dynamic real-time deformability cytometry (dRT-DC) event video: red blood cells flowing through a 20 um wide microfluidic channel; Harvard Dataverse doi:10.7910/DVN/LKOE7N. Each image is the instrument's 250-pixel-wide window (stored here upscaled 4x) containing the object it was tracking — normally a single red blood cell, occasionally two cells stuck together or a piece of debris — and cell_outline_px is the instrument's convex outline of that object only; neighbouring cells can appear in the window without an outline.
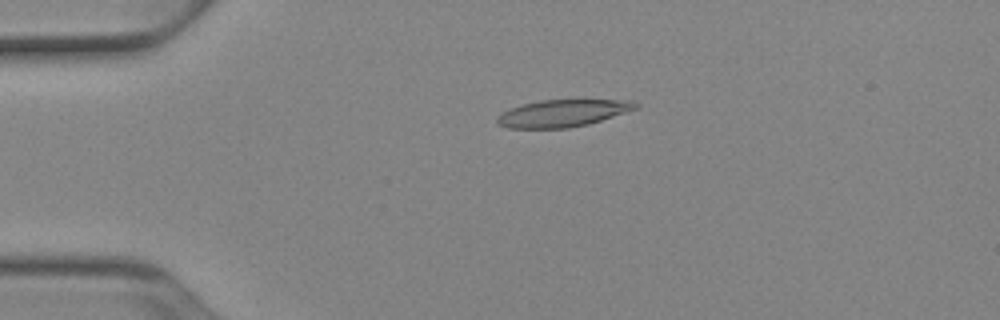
{"species": "Egyptian fruit bat (a non-hibernating species)", "species_latin": "Rousettus aegyptiacus", "temperature_condition": "cold", "stored_images_in_passage": 52, "camera_frame_rate_fps": 3000, "um_per_image_px": 0.085, "animal": {"sex": "female"}, "frame": {"image": 1, "passage_image": 12, "time_ms": 3.667, "image_size_px": [1000, 320], "cell_outline_px": [[640, 108], [588, 124], [568, 128], [508, 128], [496, 124], [496, 116], [512, 108], [524, 104], [540, 100], [628, 100], [640, 104]], "centroid_in_image_um": [47.84, 9.63], "position_along_channel_um": 37.2, "area_um2": 21.85}}
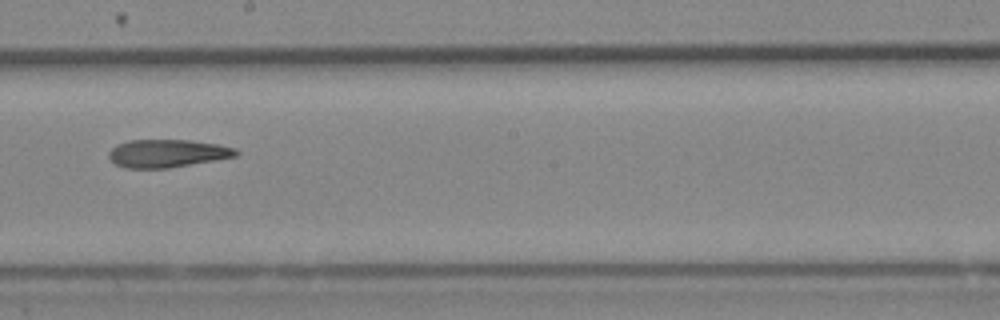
{"frame": {"image": 2, "passage_image": 30, "time_ms": 9.667, "image_size_px": [1000, 320], "cell_outline_px": [[240, 152], [236, 156], [216, 160], [168, 168], [124, 168], [116, 164], [108, 156], [108, 152], [112, 148], [128, 140], [188, 140], [216, 144], [236, 148]], "centroid_in_image_um": [14.23, 13.04], "position_along_channel_um": 234.0, "area_um2": 20.58}}
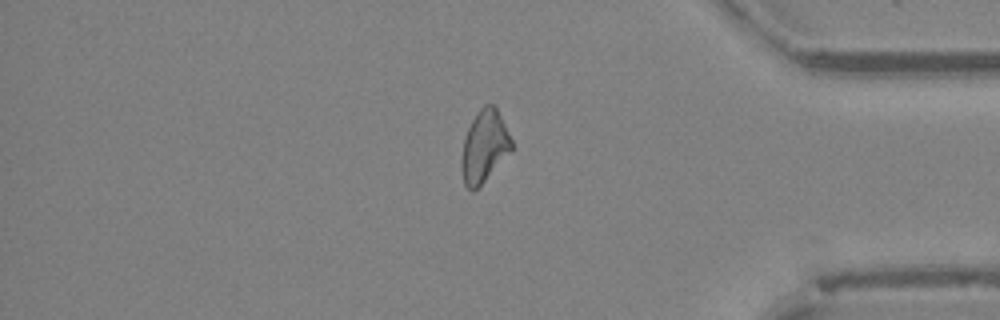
{"frame": {"image": 3, "passage_image": 44, "time_ms": 14.333, "image_size_px": [1000, 320], "cell_outline_px": [[512, 148], [484, 180], [472, 192], [464, 184], [460, 168], [460, 160], [464, 140], [468, 128], [476, 112], [484, 104], [492, 104], [496, 108], [512, 140]], "centroid_in_image_um": [41.12, 12.43], "position_along_channel_um": 394.1, "area_um2": 20.46}, "authors_computed_cell_mechanics": {"area_um2": 21.7328, "velocity_mm_per_s": 3.9181, "shape_relaxation_time_tau1_ms": null, "shape_relaxation_time_tau2_ms": 10.7245, "deformation_change_tau1": null, "deformation_change_tau2": 0.2504}}